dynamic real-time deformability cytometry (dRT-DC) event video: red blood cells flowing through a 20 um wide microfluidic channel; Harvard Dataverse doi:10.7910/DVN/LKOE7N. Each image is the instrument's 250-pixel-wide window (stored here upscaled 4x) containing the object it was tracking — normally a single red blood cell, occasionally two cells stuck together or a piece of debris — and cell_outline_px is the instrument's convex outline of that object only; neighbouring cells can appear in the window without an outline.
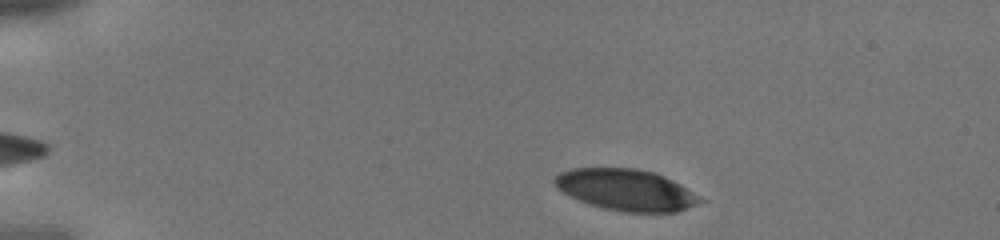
{"species": "human", "species_latin": "Homo sapiens", "temperature_condition": "cold", "stored_images_in_passage": 32, "camera_frame_rate_fps": 3000, "um_per_image_px": 0.085, "donor": {"sex": "male"}, "frame": {"image": 1, "passage_image": 2, "time_ms": 0.333, "image_size_px": [1000, 240], "cell_outline_px": [[708, 200], [676, 212], [624, 212], [604, 208], [588, 204], [556, 188], [552, 180], [560, 172], [572, 168], [636, 168], [652, 172], [664, 176], [680, 184]], "centroid_in_image_um": [53.24, 16.14], "position_along_channel_um": 31.8, "area_um2": 35.08}}
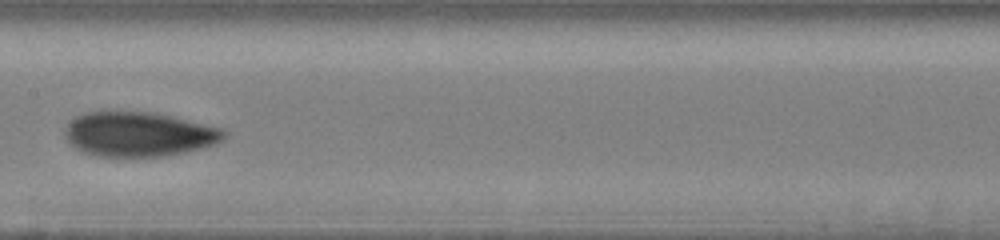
{"frame": {"image": 2, "passage_image": 15, "time_ms": 4.667, "image_size_px": [1000, 240], "cell_outline_px": [[228, 136], [216, 144], [184, 152], [164, 156], [96, 156], [84, 152], [76, 148], [64, 136], [64, 132], [68, 124], [76, 116], [84, 112], [156, 112], [224, 128], [228, 132]], "centroid_in_image_um": [11.85, 11.4], "position_along_channel_um": 195.6, "area_um2": 41.38}}
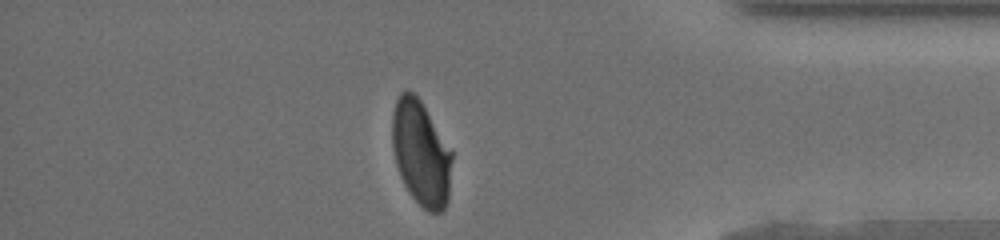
{"frame": {"image": 3, "passage_image": 28, "time_ms": 9.0, "image_size_px": [1000, 240], "cell_outline_px": [[452, 160], [448, 200], [444, 208], [440, 212], [428, 212], [412, 196], [404, 184], [400, 176], [396, 164], [392, 148], [392, 112], [396, 100], [400, 92], [412, 92], [420, 100], [452, 152]], "centroid_in_image_um": [35.77, 13.03], "position_along_channel_um": 399.4, "area_um2": 36.24}}